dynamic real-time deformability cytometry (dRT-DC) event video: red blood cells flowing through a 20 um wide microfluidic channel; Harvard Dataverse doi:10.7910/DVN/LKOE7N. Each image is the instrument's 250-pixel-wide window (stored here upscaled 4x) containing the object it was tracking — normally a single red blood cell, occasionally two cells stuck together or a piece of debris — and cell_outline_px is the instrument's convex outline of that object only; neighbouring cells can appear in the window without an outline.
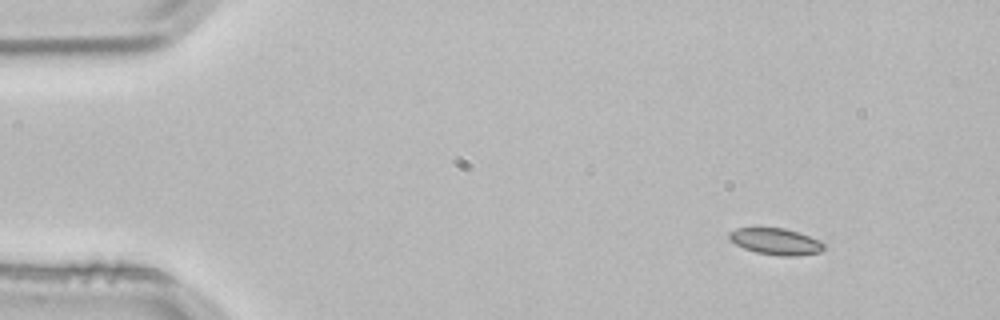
{"species": "common noctule bat (a hibernating species)", "species_latin": "Nyctalus noctula", "temperature_condition": "room temperature", "stored_images_in_passage": 3, "camera_frame_rate_fps": 3000, "um_per_image_px": 0.085, "animal": {"sex": "male", "body_mass_g": 21.5, "forearm_length_mm": 52.0}, "frame": {"image": 1, "passage_image": 1, "time_ms": 0.0, "image_size_px": [1000, 320], "cell_outline_px": [[824, 248], [820, 252], [796, 256], [780, 256], [756, 252], [744, 248], [728, 240], [728, 232], [736, 228], [784, 228], [820, 240], [824, 244]], "centroid_in_image_um": [65.91, 20.53], "position_along_channel_um": 19.1, "area_um2": 14.57}}
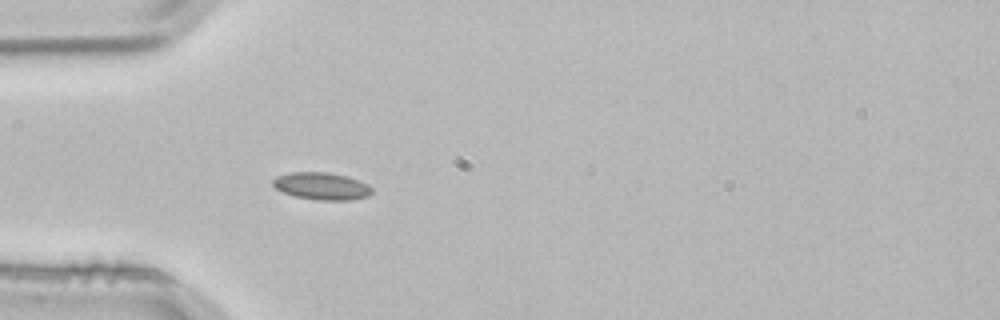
{"frame": {"image": 2, "passage_image": 3, "time_ms": 0.667, "image_size_px": [1000, 320], "cell_outline_px": [[372, 192], [368, 196], [352, 200], [316, 200], [296, 196], [284, 192], [276, 188], [272, 184], [272, 180], [276, 176], [292, 172], [328, 172], [348, 176], [360, 180], [368, 184], [372, 188]], "centroid_in_image_um": [27.37, 15.81], "position_along_channel_um": 57.6, "area_um2": 15.84}}